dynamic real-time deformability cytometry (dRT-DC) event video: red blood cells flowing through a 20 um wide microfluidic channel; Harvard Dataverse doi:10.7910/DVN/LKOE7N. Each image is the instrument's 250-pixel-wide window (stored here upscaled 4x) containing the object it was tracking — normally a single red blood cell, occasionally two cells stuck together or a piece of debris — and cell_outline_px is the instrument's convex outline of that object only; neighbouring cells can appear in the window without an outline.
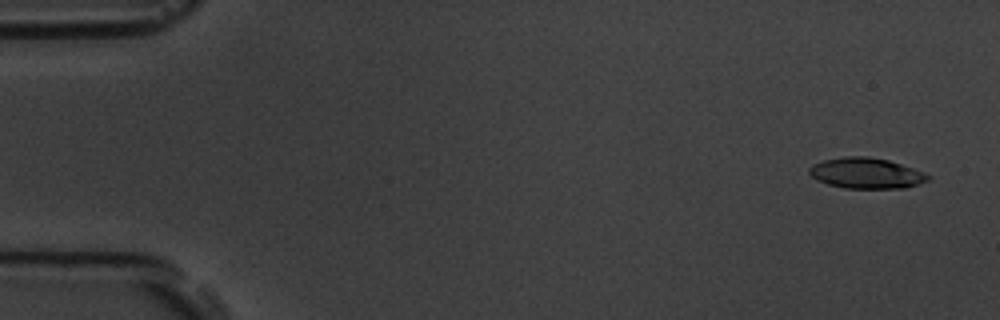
{"species": "common noctule bat (a hibernating species)", "species_latin": "Nyctalus noctula", "temperature_condition": "room temperature", "stored_images_in_passage": 6, "segment_of_instrument_passage": [1, 2], "camera_frame_rate_fps": 3000, "um_per_image_px": 0.085, "animal": {"sex": "male", "body_mass_g": 19.5, "forearm_length_mm": 54.6}, "frame": {"image": 1, "passage_image": 1, "time_ms": 0.0, "image_size_px": [1000, 320], "cell_outline_px": [[932, 176], [928, 180], [904, 188], [844, 188], [828, 184], [816, 180], [808, 172], [808, 168], [812, 164], [824, 160], [844, 156], [868, 156], [888, 160], [924, 172]], "centroid_in_image_um": [73.6, 14.71], "position_along_channel_um": 11.4, "area_um2": 21.21}}
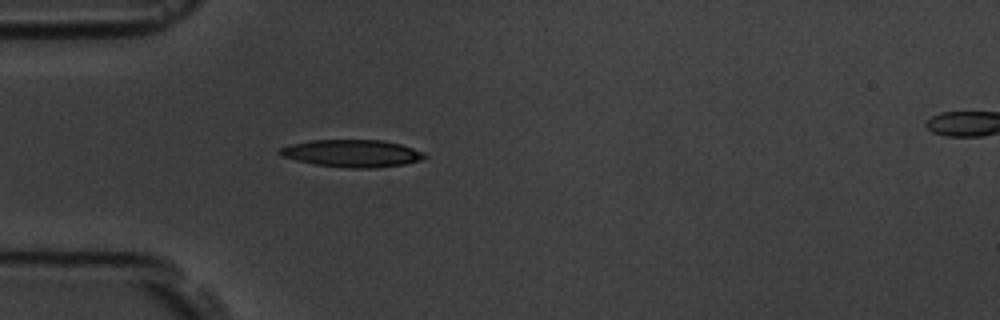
{"frame": {"image": 2, "passage_image": 5, "time_ms": 4.667, "image_size_px": [1000, 320], "cell_outline_px": [[428, 156], [420, 160], [404, 164], [372, 168], [352, 168], [316, 164], [296, 160], [280, 156], [276, 152], [280, 148], [288, 144], [312, 140], [384, 140], [400, 144], [424, 152]], "centroid_in_image_um": [29.9, 13.02], "position_along_channel_um": 55.1, "area_um2": 23.06}}